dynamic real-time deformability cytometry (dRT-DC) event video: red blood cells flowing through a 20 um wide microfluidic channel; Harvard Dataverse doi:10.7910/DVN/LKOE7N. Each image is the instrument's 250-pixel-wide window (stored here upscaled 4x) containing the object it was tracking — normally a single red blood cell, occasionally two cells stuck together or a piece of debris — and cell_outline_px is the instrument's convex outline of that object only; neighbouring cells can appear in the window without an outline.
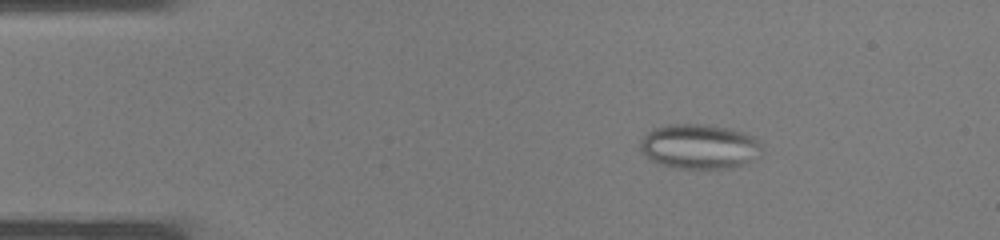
{"species": "common noctule bat (a hibernating species)", "species_latin": "Nyctalus noctula", "temperature_condition": "warm", "stored_images_in_passage": 32, "camera_frame_rate_fps": 3000, "um_per_image_px": 0.085, "animal": {"sex": "male", "body_mass_g": 19.0, "forearm_length_mm": 50.8}, "frame": {"image": 1, "passage_image": 1, "time_ms": 0.0, "image_size_px": [1000, 240], "cell_outline_px": [[764, 148], [760, 156], [740, 164], [724, 168], [680, 168], [660, 164], [652, 160], [640, 152], [640, 140], [648, 132], [656, 128], [668, 124], [708, 124], [728, 128], [752, 136]], "centroid_in_image_um": [59.42, 12.44], "position_along_channel_um": 25.6, "area_um2": 31.44}}
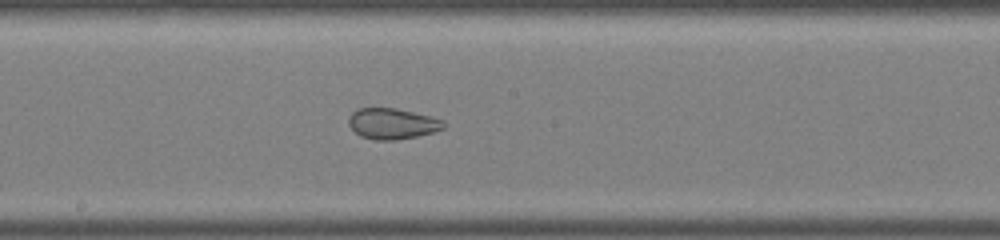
{"frame": {"image": 2, "passage_image": 15, "time_ms": 4.667, "image_size_px": [1000, 240], "cell_outline_px": [[444, 128], [432, 132], [416, 136], [396, 140], [376, 140], [360, 136], [348, 124], [348, 116], [356, 108], [396, 108], [432, 116], [444, 120]], "centroid_in_image_um": [33.33, 10.5], "position_along_channel_um": 214.9, "area_um2": 17.11}}
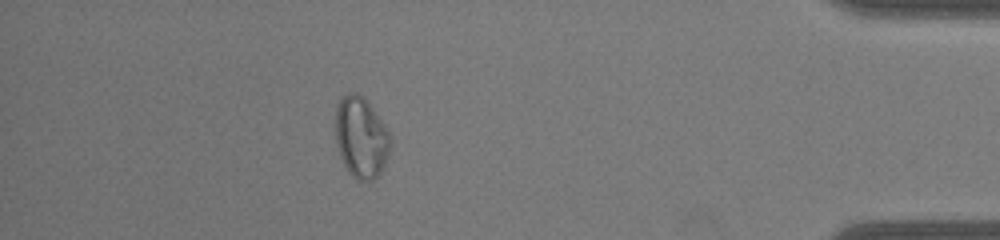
{"frame": {"image": 3, "passage_image": 28, "time_ms": 9.0, "image_size_px": [1000, 240], "cell_outline_px": [[388, 156], [380, 172], [372, 180], [356, 180], [348, 172], [340, 156], [336, 144], [336, 104], [348, 92], [356, 92], [364, 96], [384, 124], [388, 132]], "centroid_in_image_um": [30.65, 11.66], "position_along_channel_um": 404.5, "area_um2": 25.61}}